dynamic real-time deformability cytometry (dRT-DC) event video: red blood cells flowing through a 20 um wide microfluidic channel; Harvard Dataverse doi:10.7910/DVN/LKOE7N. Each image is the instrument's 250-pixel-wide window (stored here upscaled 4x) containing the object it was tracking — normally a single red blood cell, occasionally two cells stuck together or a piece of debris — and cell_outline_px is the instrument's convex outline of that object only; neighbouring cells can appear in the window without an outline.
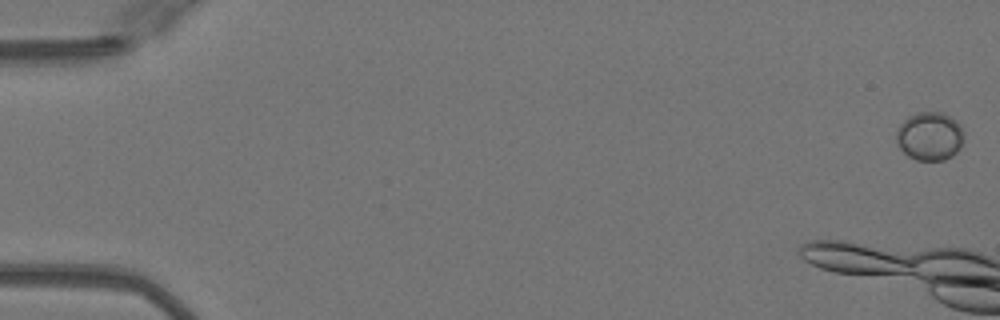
{"species": "Egyptian fruit bat (a non-hibernating species)", "species_latin": "Rousettus aegyptiacus", "temperature_condition": "warm", "stored_images_in_passage": 11, "camera_frame_rate_fps": 3000, "um_per_image_px": 0.085, "animal": {"sex": "female"}, "frame": {"image": 1, "passage_image": 1, "time_ms": 0.0, "image_size_px": [1000, 320], "cell_outline_px": [[964, 144], [952, 156], [944, 160], [916, 160], [908, 156], [900, 148], [896, 140], [896, 132], [900, 124], [908, 116], [916, 112], [944, 112], [956, 120], [960, 124], [964, 132]], "centroid_in_image_um": [79.05, 11.57], "position_along_channel_um": 5.9, "area_um2": 19.42}}